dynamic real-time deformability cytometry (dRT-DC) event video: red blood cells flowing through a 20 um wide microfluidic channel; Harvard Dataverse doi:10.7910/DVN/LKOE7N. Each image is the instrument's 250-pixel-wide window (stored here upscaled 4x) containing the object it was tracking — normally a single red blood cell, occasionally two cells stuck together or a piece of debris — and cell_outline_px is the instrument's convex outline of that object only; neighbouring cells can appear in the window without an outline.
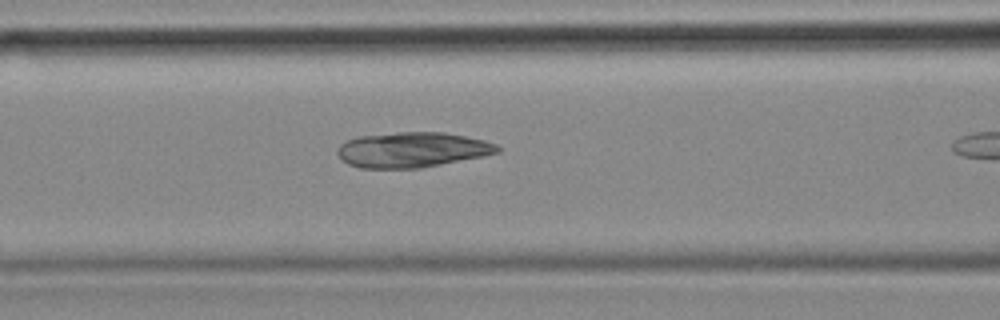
{"species": "common noctule bat (a hibernating species)", "species_latin": "Nyctalus noctula", "temperature_condition": "cold", "stored_images_in_passage": 18, "camera_frame_rate_fps": 3000, "um_per_image_px": 0.085, "animal": {"sex": "female", "body_mass_g": 18.4}, "frame": {"image": 1, "passage_image": 13, "time_ms": 4.0, "image_size_px": [1000, 320], "cell_outline_px": [[500, 152], [484, 156], [420, 168], [360, 168], [348, 164], [336, 152], [340, 144], [356, 136], [400, 132], [444, 132], [484, 140], [496, 144], [500, 148]], "centroid_in_image_um": [35.04, 12.73], "position_along_channel_um": 131.6, "area_um2": 32.77}}
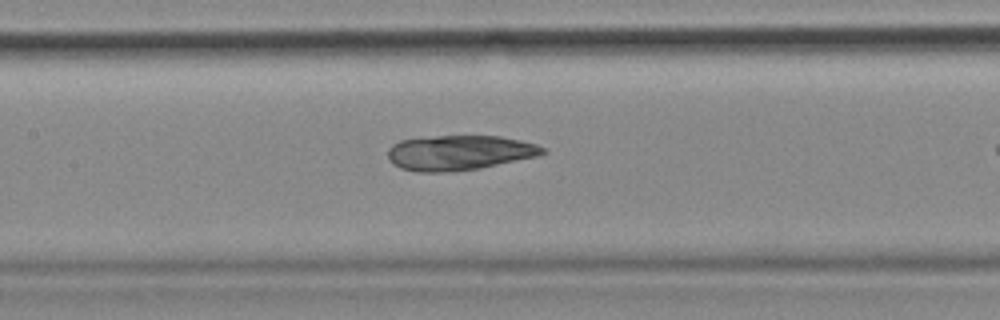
{"frame": {"image": 2, "passage_image": 16, "time_ms": 5.0, "image_size_px": [1000, 320], "cell_outline_px": [[548, 152], [536, 156], [480, 168], [444, 172], [416, 172], [400, 168], [392, 164], [388, 160], [388, 148], [392, 144], [400, 140], [436, 136], [500, 136], [520, 140], [536, 144], [544, 148]], "centroid_in_image_um": [39.0, 12.98], "position_along_channel_um": 168.4, "area_um2": 31.5}}